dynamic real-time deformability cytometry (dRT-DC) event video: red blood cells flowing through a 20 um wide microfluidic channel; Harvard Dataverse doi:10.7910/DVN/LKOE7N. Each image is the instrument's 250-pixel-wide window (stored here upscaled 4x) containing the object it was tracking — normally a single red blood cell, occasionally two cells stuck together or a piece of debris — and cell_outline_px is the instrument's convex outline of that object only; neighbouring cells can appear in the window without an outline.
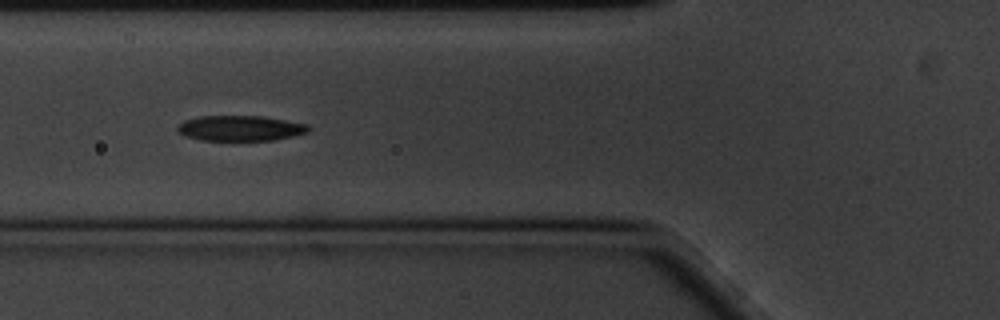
{"species": "common noctule bat (a hibernating species)", "species_latin": "Nyctalus noctula", "temperature_condition": "cold", "stored_images_in_passage": 21, "camera_frame_rate_fps": 3000, "um_per_image_px": 0.085, "animal": {"sex": "male", "body_mass_g": 20.1, "forearm_length_mm": 53.5}, "frame": {"image": 1, "passage_image": 7, "time_ms": 2.0, "image_size_px": [1000, 320], "cell_outline_px": [[312, 128], [308, 132], [292, 136], [272, 140], [200, 140], [184, 136], [176, 128], [184, 120], [200, 116], [260, 116], [308, 124]], "centroid_in_image_um": [20.43, 10.9], "position_along_channel_um": 105.4, "area_um2": 19.25}}
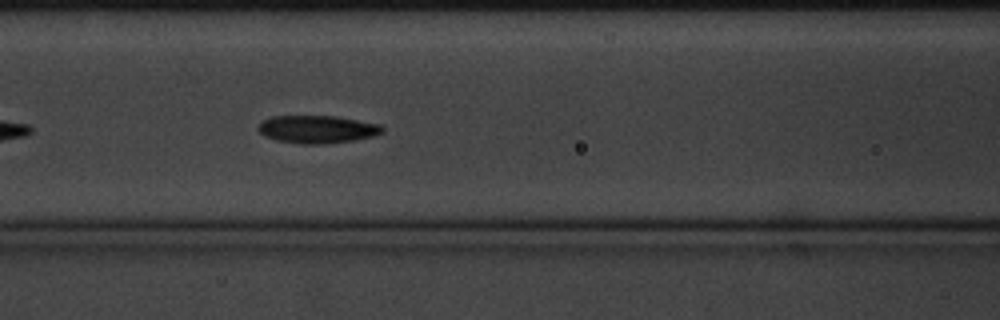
{"frame": {"image": 2, "passage_image": 10, "time_ms": 3.0, "image_size_px": [1000, 320], "cell_outline_px": [[384, 132], [372, 136], [352, 140], [324, 144], [300, 144], [276, 140], [264, 136], [256, 128], [264, 120], [272, 116], [336, 116], [380, 124], [384, 128]], "centroid_in_image_um": [26.96, 10.99], "position_along_channel_um": 139.6, "area_um2": 20.06}}